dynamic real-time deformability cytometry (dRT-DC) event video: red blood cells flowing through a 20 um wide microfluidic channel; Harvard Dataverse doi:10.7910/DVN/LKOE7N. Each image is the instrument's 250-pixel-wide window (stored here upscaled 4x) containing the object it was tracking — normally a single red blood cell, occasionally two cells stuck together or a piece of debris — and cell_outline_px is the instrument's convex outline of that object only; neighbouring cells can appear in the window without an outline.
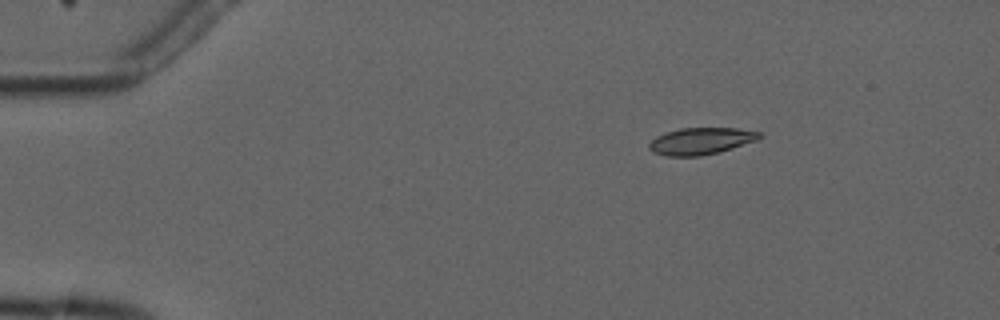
{"species": "common noctule bat (a hibernating species)", "species_latin": "Nyctalus noctula", "temperature_condition": "cold", "stored_images_in_passage": 6, "camera_frame_rate_fps": 3000, "um_per_image_px": 0.085, "animal": {"sex": "male", "forearm_length_mm": 52.5}, "frame": {"image": 1, "passage_image": 3, "time_ms": 2.333, "image_size_px": [1000, 320], "cell_outline_px": [[764, 136], [756, 140], [720, 152], [700, 156], [664, 156], [652, 152], [648, 148], [648, 144], [656, 136], [680, 128], [736, 128], [760, 132]], "centroid_in_image_um": [59.56, 12.0], "position_along_channel_um": 25.4, "area_um2": 17.28}}